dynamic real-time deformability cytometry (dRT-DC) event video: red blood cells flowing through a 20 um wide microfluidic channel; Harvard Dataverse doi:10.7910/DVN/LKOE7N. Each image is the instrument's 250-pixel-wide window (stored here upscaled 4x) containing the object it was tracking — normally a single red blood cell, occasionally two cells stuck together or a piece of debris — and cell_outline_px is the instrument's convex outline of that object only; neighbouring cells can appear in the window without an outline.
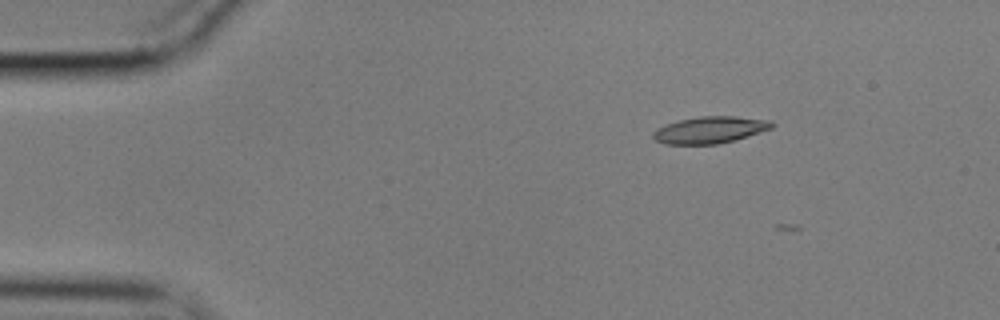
{"species": "common noctule bat (a hibernating species)", "species_latin": "Nyctalus noctula", "temperature_condition": "cold", "stored_images_in_passage": 3, "camera_frame_rate_fps": 3000, "um_per_image_px": 0.085, "animal": {"sex": "male", "body_mass_g": 17.9}, "frame": {"image": 1, "passage_image": 2, "time_ms": 0.333, "image_size_px": [1000, 320], "cell_outline_px": [[776, 124], [772, 128], [748, 136], [716, 144], [664, 144], [656, 140], [652, 136], [652, 132], [656, 128], [664, 124], [680, 120], [700, 116], [736, 116], [772, 120]], "centroid_in_image_um": [60.35, 11.03], "position_along_channel_um": 24.7, "area_um2": 18.61}}